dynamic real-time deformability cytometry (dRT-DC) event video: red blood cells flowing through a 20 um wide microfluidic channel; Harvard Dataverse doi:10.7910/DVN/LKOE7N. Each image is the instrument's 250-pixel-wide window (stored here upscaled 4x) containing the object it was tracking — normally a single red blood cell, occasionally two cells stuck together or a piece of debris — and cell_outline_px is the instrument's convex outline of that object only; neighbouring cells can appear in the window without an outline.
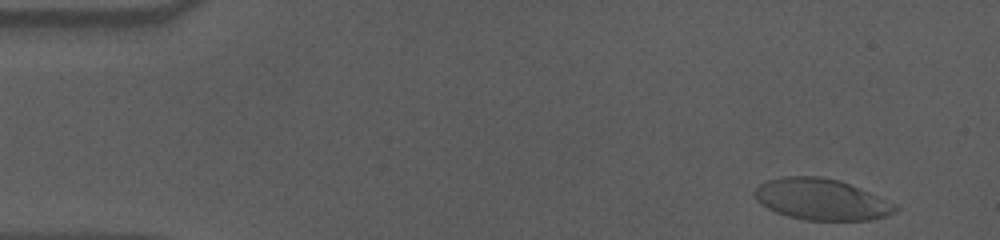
{"species": "human", "species_latin": "Homo sapiens", "temperature_condition": "cold", "stored_images_in_passage": 46, "camera_frame_rate_fps": 3000, "um_per_image_px": 0.085, "donor": {"sex": "male"}, "frame": {"image": 1, "passage_image": 3, "time_ms": 0.667, "image_size_px": [1000, 240], "cell_outline_px": [[900, 208], [896, 212], [884, 216], [868, 220], [804, 220], [788, 216], [776, 212], [760, 204], [756, 200], [752, 192], [760, 184], [768, 180], [784, 176], [820, 176], [840, 180], [860, 188], [896, 204]], "centroid_in_image_um": [69.8, 16.94], "position_along_channel_um": 15.2, "area_um2": 33.87}}
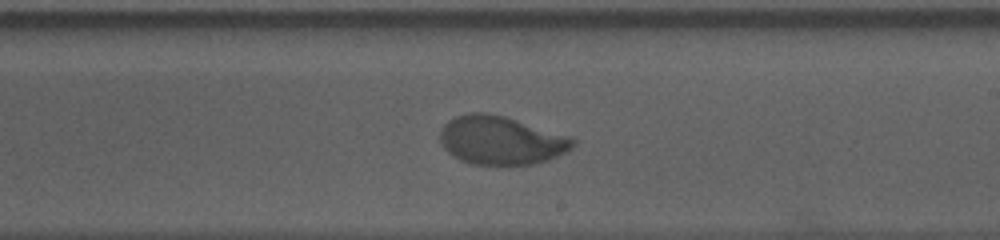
{"frame": {"image": 2, "passage_image": 32, "time_ms": 10.333, "image_size_px": [1000, 240], "cell_outline_px": [[576, 144], [568, 152], [532, 164], [472, 164], [460, 160], [448, 152], [444, 148], [440, 140], [440, 132], [444, 124], [448, 120], [456, 116], [472, 112], [488, 112], [504, 116], [572, 136], [576, 140]], "centroid_in_image_um": [42.6, 11.91], "position_along_channel_um": 246.4, "area_um2": 37.57}}
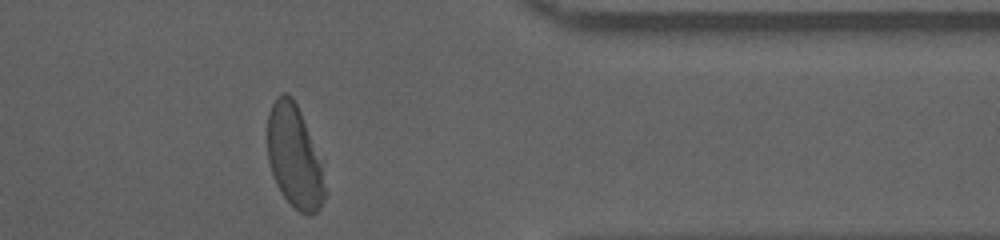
{"frame": {"image": 3, "passage_image": 45, "time_ms": 14.667, "image_size_px": [1000, 240], "cell_outline_px": [[328, 192], [320, 208], [312, 216], [308, 216], [300, 212], [280, 192], [276, 184], [268, 164], [268, 112], [276, 96], [284, 92], [288, 92], [292, 96], [300, 112], [320, 168]], "centroid_in_image_um": [24.99, 13.36], "position_along_channel_um": 386.4, "area_um2": 33.64}, "authors_computed_cell_mechanics": {"area_um2": 37.4833, "velocity_mm_per_s": 3.5863, "shape_relaxation_time_tau1_ms": 5.4194, "shape_relaxation_time_tau2_ms": null, "deformation_change_tau1": 0.2147, "deformation_change_tau2": null}}